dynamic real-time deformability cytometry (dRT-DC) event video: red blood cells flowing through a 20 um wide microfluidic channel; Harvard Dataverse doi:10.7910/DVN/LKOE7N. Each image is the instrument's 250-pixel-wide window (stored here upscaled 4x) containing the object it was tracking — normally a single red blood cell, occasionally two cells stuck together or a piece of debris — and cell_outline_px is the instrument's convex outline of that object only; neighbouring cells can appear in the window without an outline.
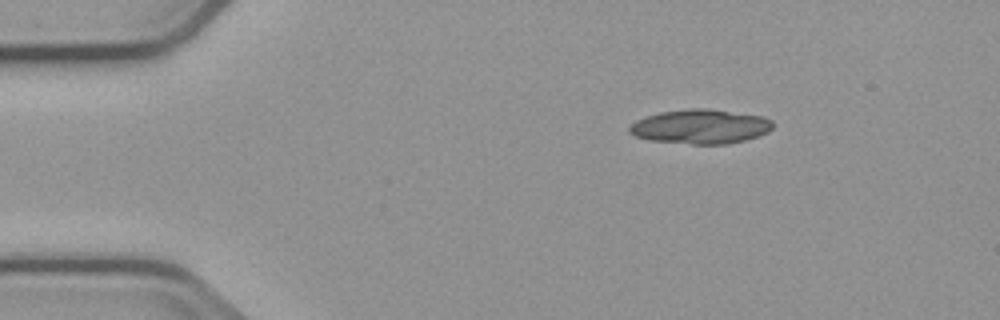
{"species": "common noctule bat (a hibernating species)", "species_latin": "Nyctalus noctula", "temperature_condition": "cold", "stored_images_in_passage": 4, "segment_of_instrument_passage": [1, 2], "camera_frame_rate_fps": 3000, "um_per_image_px": 0.085, "animal": {"sex": "male", "body_mass_g": 23.1, "forearm_length_mm": 52.7}, "frame": {"image": 1, "passage_image": 1, "time_ms": 0.0, "image_size_px": [1000, 320], "cell_outline_px": [[772, 128], [768, 132], [744, 140], [728, 144], [692, 144], [648, 140], [636, 136], [628, 132], [628, 128], [636, 120], [644, 116], [660, 112], [688, 108], [708, 108], [764, 116], [772, 120]], "centroid_in_image_um": [59.52, 10.75], "position_along_channel_um": 25.5, "area_um2": 28.9}}